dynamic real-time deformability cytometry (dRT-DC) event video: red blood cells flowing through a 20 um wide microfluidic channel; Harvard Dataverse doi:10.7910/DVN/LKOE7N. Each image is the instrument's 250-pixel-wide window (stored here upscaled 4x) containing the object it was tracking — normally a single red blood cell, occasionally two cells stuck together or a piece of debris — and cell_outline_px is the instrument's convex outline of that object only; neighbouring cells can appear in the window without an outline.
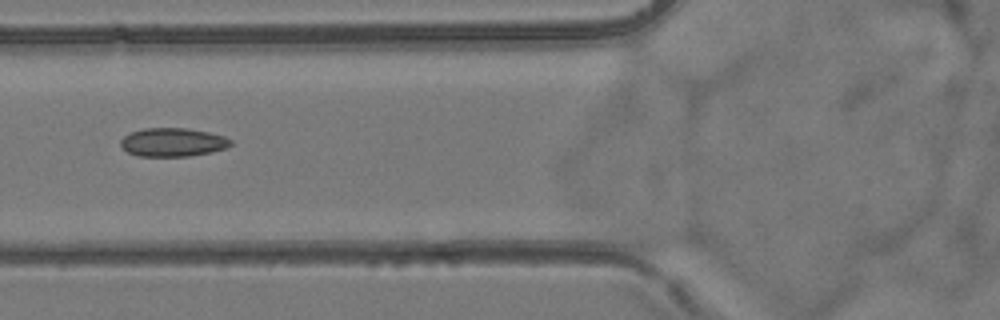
{"species": "common noctule bat (a hibernating species)", "species_latin": "Nyctalus noctula", "temperature_condition": "room temperature", "stored_images_in_passage": 7, "camera_frame_rate_fps": 3000, "um_per_image_px": 0.085, "animal": {"sex": "female", "body_mass_g": 24.6, "forearm_length_mm": 56.2}, "frame": {"image": 1, "passage_image": 7, "time_ms": 7.0, "image_size_px": [1000, 320], "cell_outline_px": [[232, 144], [224, 148], [212, 152], [188, 156], [140, 156], [128, 152], [120, 144], [120, 140], [124, 136], [132, 132], [144, 128], [188, 128], [208, 132], [224, 136], [232, 140]], "centroid_in_image_um": [14.7, 12.08], "position_along_channel_um": 111.1, "area_um2": 18.21}}